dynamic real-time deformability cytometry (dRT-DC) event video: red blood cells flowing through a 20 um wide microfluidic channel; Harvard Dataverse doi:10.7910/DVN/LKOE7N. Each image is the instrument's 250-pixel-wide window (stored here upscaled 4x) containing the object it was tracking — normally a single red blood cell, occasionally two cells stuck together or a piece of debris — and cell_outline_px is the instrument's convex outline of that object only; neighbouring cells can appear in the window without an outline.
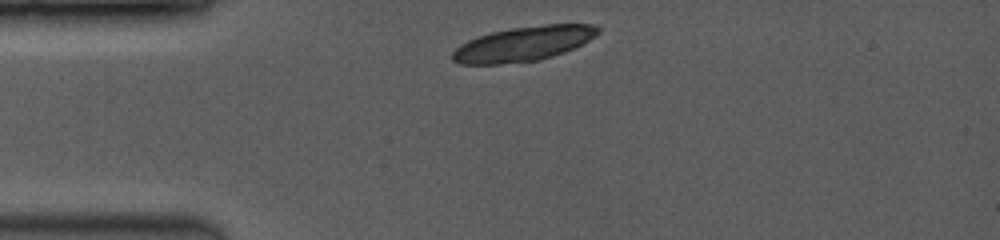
{"species": "common noctule bat (a hibernating species)", "species_latin": "Nyctalus noctula", "temperature_condition": "room temperature", "stored_images_in_passage": 1, "camera_frame_rate_fps": 3500, "um_per_image_px": 0.085, "animal": {"sex": "female", "body_mass_g": 19.0, "forearm_length_mm": 53.3}, "frame": {"image": 1, "passage_image": 1, "time_ms": 0.0, "image_size_px": [1000, 240], "cell_outline_px": [[600, 32], [588, 40], [564, 52], [540, 60], [500, 64], [460, 64], [452, 60], [452, 52], [460, 44], [468, 40], [492, 32], [508, 28], [544, 24], [592, 24], [600, 28]], "centroid_in_image_um": [44.47, 3.72], "position_along_channel_um": 40.5, "area_um2": 29.3}}